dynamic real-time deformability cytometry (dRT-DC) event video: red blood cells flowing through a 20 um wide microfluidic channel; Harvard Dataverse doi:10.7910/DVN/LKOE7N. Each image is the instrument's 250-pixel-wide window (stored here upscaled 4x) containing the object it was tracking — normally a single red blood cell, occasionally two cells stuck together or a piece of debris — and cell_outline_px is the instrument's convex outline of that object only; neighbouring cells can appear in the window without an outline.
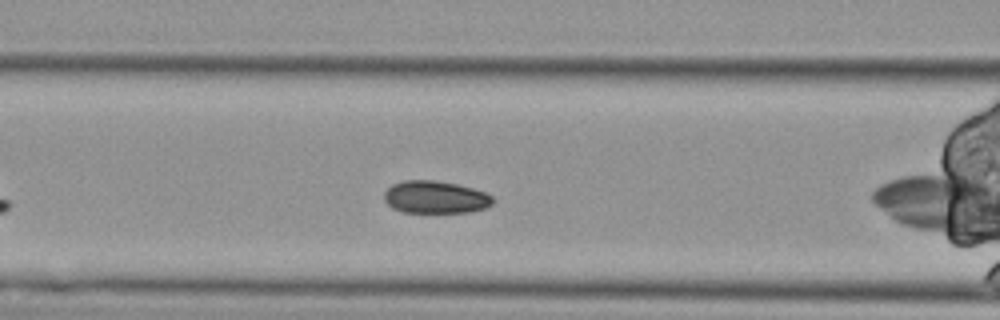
{"species": "Egyptian fruit bat (a non-hibernating species)", "species_latin": "Rousettus aegyptiacus", "temperature_condition": "cold", "stored_images_in_passage": 21, "segment_of_instrument_passage": [2, 2], "camera_frame_rate_fps": 3000, "um_per_image_px": 0.085, "animal": {"sex": "female"}, "frame": {"image": 1, "passage_image": 9, "time_ms": 2.667, "image_size_px": [1000, 320], "cell_outline_px": [[492, 204], [484, 208], [472, 212], [404, 212], [392, 208], [384, 200], [384, 192], [392, 184], [404, 180], [432, 180], [456, 184], [472, 188], [484, 192], [492, 196]], "centroid_in_image_um": [36.98, 16.76], "position_along_channel_um": 129.6, "area_um2": 20.46}}
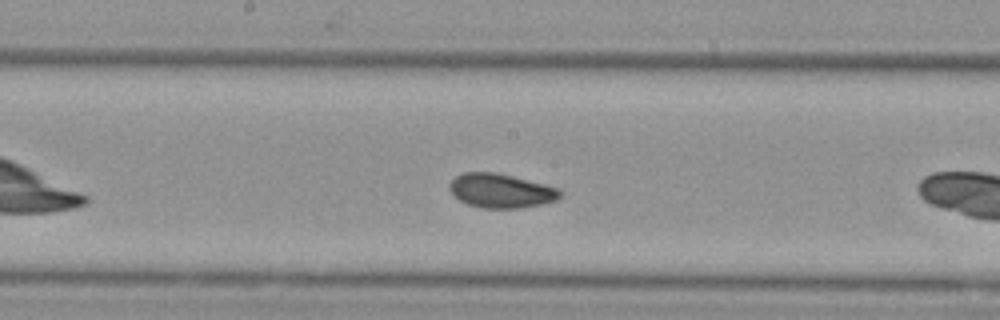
{"frame": {"image": 2, "passage_image": 16, "time_ms": 5.0, "image_size_px": [1000, 320], "cell_outline_px": [[564, 192], [556, 200], [540, 204], [520, 208], [484, 208], [468, 204], [460, 200], [448, 188], [448, 184], [456, 176], [464, 172], [496, 172], [560, 188]], "centroid_in_image_um": [42.59, 16.21], "position_along_channel_um": 205.6, "area_um2": 21.91}}
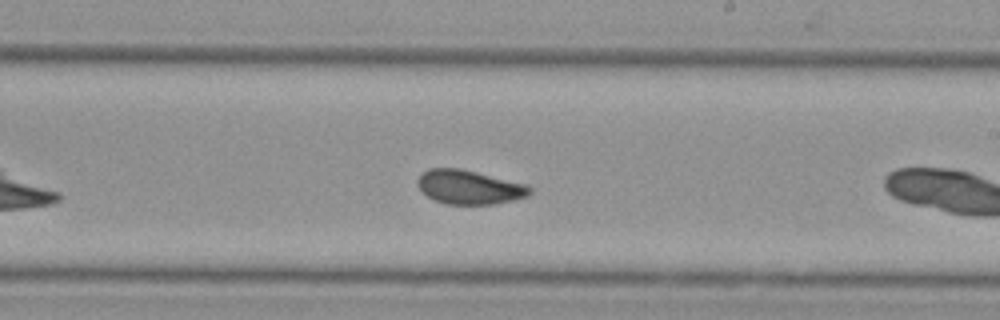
{"frame": {"image": 3, "passage_image": 20, "time_ms": 6.333, "image_size_px": [1000, 320], "cell_outline_px": [[532, 192], [528, 196], [496, 204], [448, 204], [436, 200], [428, 196], [416, 184], [416, 180], [428, 168], [460, 168], [524, 184], [532, 188]], "centroid_in_image_um": [39.88, 15.91], "position_along_channel_um": 249.1, "area_um2": 21.96}}